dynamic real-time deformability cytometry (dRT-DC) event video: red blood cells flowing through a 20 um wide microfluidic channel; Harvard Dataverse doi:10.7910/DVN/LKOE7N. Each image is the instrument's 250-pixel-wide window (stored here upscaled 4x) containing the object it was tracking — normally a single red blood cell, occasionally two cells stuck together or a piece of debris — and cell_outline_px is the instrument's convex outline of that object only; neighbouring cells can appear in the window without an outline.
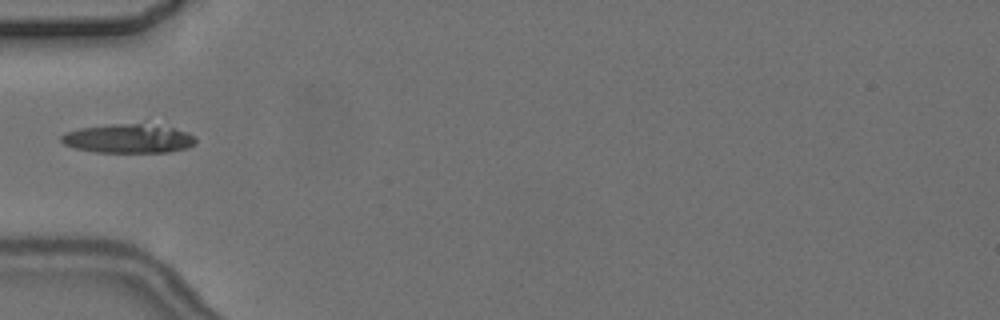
{"species": "common noctule bat (a hibernating species)", "species_latin": "Nyctalus noctula", "temperature_condition": "cold", "stored_images_in_passage": 8, "camera_frame_rate_fps": 3000, "um_per_image_px": 0.085, "animal": {"sex": "female", "body_mass_g": 24.6, "forearm_length_mm": 56.2}, "frame": {"image": 1, "passage_image": 5, "time_ms": 5.0, "image_size_px": [1000, 320], "cell_outline_px": [[196, 144], [188, 148], [168, 152], [96, 152], [76, 148], [64, 144], [60, 140], [60, 136], [64, 132], [80, 128], [112, 124], [140, 124], [172, 128], [188, 132], [196, 136]], "centroid_in_image_um": [10.92, 11.79], "position_along_channel_um": 74.1, "area_um2": 22.6}}
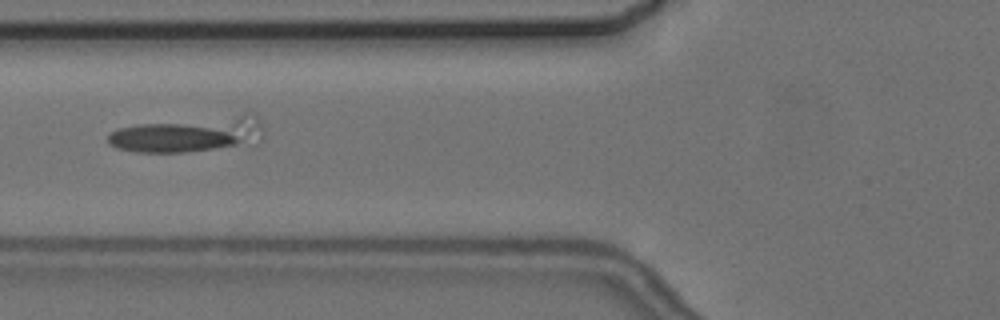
{"frame": {"image": 2, "passage_image": 6, "time_ms": 6.0, "image_size_px": [1000, 320], "cell_outline_px": [[260, 140], [212, 148], [184, 152], [136, 152], [116, 148], [108, 144], [108, 136], [112, 132], [120, 128], [136, 124], [248, 112], [256, 116], [260, 124]], "centroid_in_image_um": [15.95, 11.38], "position_along_channel_um": 109.8, "area_um2": 31.62}}
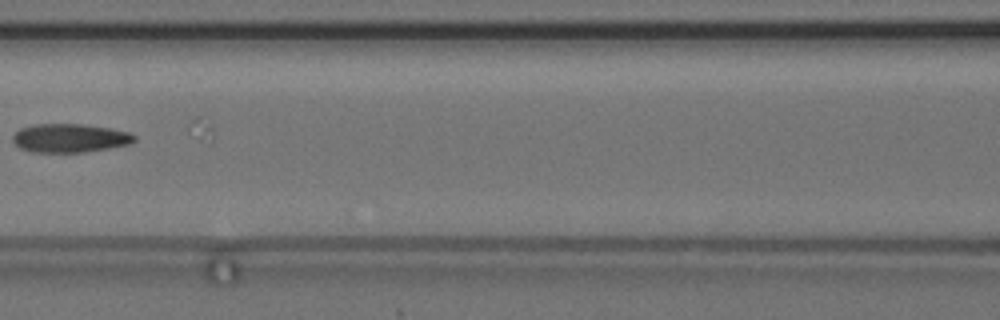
{"frame": {"image": 3, "passage_image": 7, "time_ms": 7.333, "image_size_px": [1000, 320], "cell_outline_px": [[136, 140], [128, 144], [108, 148], [84, 152], [36, 152], [20, 148], [12, 140], [12, 136], [20, 128], [36, 124], [84, 124], [108, 128], [128, 132], [136, 136]], "centroid_in_image_um": [5.92, 11.73], "position_along_channel_um": 160.7, "area_um2": 20.11}}